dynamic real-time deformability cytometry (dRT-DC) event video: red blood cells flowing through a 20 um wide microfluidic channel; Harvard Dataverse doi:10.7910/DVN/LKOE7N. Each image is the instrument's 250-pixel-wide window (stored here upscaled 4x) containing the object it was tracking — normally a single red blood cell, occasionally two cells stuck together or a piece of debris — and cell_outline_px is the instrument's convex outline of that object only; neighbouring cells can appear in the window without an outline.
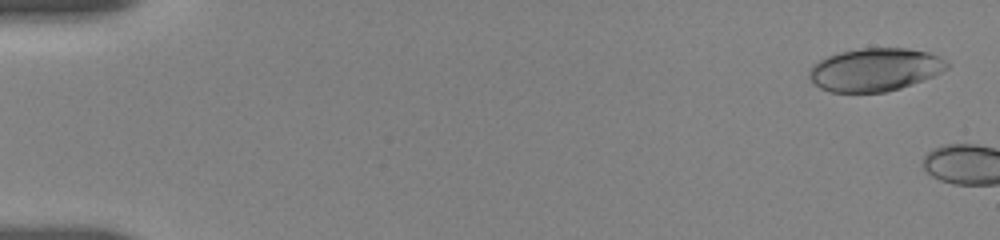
{"species": "human", "species_latin": "Homo sapiens", "temperature_condition": "room temperature", "stored_images_in_passage": 5, "camera_frame_rate_fps": 3000, "um_per_image_px": 0.085, "donor": {"sex": "female"}, "frame": {"image": 1, "passage_image": 2, "time_ms": 0.333, "image_size_px": [1000, 240], "cell_outline_px": [[948, 68], [932, 76], [912, 84], [900, 88], [884, 92], [828, 92], [820, 88], [808, 76], [808, 72], [812, 64], [828, 56], [840, 52], [860, 48], [904, 48], [928, 52], [944, 60], [948, 64]], "centroid_in_image_um": [74.33, 5.92], "position_along_channel_um": 10.7, "area_um2": 34.28}}